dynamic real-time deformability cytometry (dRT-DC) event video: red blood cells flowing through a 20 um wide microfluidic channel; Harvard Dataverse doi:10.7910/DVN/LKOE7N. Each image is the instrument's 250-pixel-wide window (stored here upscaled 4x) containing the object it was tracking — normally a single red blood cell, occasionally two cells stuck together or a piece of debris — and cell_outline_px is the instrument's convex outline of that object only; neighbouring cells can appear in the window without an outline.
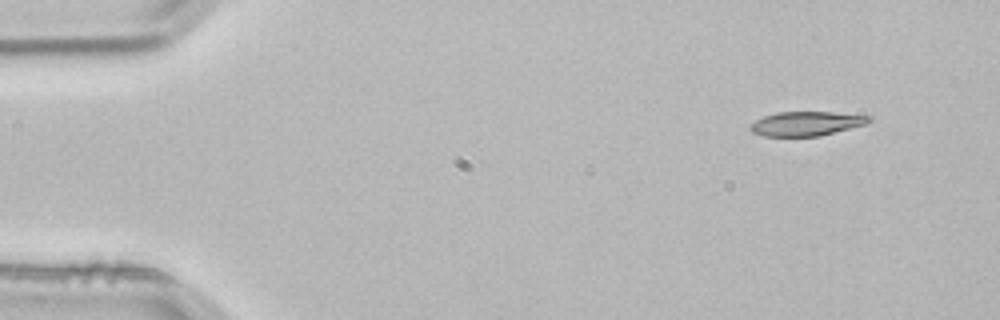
{"species": "common noctule bat (a hibernating species)", "species_latin": "Nyctalus noctula", "temperature_condition": "room temperature", "stored_images_in_passage": 2, "camera_frame_rate_fps": 3000, "um_per_image_px": 0.085, "animal": {"sex": "male", "body_mass_g": 21.5, "forearm_length_mm": 52.0}, "frame": {"image": 1, "passage_image": 1, "time_ms": 0.0, "image_size_px": [1000, 320], "cell_outline_px": [[872, 120], [868, 124], [820, 136], [764, 136], [752, 132], [748, 128], [748, 124], [764, 116], [776, 112], [832, 112], [872, 116]], "centroid_in_image_um": [68.54, 10.51], "position_along_channel_um": 16.5, "area_um2": 16.99}}